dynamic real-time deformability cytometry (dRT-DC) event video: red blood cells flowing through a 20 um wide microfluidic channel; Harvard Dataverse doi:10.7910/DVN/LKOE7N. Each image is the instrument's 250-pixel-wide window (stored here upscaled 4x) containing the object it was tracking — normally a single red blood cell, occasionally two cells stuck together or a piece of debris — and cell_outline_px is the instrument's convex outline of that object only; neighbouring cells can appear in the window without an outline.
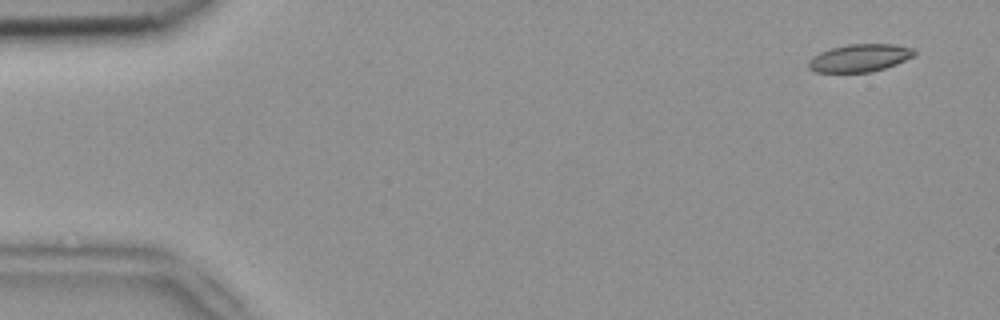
{"species": "common noctule bat (a hibernating species)", "species_latin": "Nyctalus noctula", "temperature_condition": "room temperature", "stored_images_in_passage": 4, "camera_frame_rate_fps": 3000, "um_per_image_px": 0.085, "animal": {"sex": "female", "body_mass_g": 18.4}, "frame": {"image": 1, "passage_image": 1, "time_ms": 0.0, "image_size_px": [1000, 320], "cell_outline_px": [[916, 56], [896, 64], [872, 72], [816, 72], [808, 68], [808, 60], [812, 56], [820, 52], [832, 48], [848, 44], [896, 44], [916, 48]], "centroid_in_image_um": [73.12, 4.92], "position_along_channel_um": 11.9, "area_um2": 17.28}}
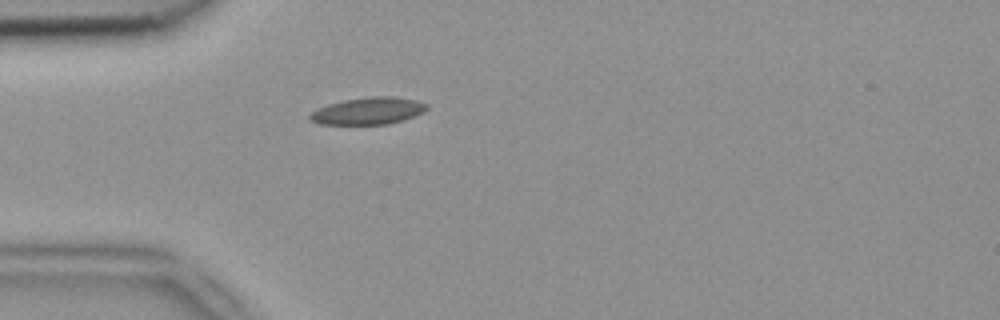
{"frame": {"image": 2, "passage_image": 4, "time_ms": 1.0, "image_size_px": [1000, 320], "cell_outline_px": [[428, 108], [424, 112], [404, 120], [388, 124], [320, 124], [308, 120], [308, 116], [316, 108], [328, 104], [344, 100], [368, 96], [392, 96], [416, 100], [428, 104]], "centroid_in_image_um": [31.29, 9.42], "position_along_channel_um": 53.7, "area_um2": 18.61}}